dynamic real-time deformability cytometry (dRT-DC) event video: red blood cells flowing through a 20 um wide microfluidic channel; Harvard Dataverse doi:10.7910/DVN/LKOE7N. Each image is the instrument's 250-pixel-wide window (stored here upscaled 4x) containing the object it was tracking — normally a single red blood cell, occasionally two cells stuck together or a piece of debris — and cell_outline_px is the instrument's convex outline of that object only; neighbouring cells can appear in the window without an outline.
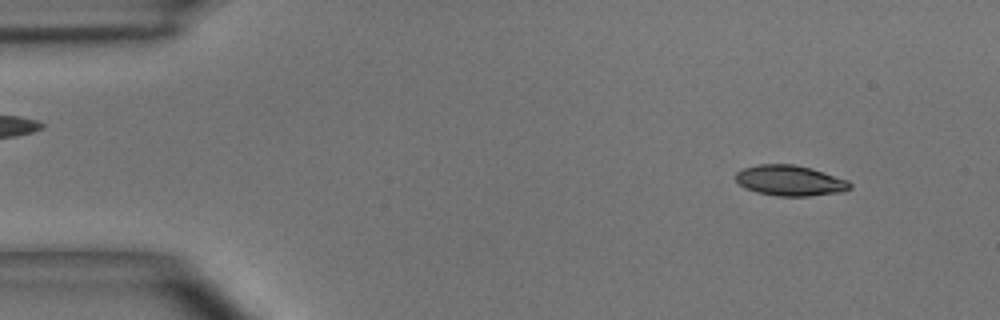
{"species": "common noctule bat (a hibernating species)", "species_latin": "Nyctalus noctula", "temperature_condition": "room temperature", "stored_images_in_passage": 4, "camera_frame_rate_fps": 3000, "um_per_image_px": 0.085, "animal": {"sex": "male", "body_mass_g": 15.6}, "frame": {"image": 1, "passage_image": 1, "time_ms": 0.0, "image_size_px": [1000, 320], "cell_outline_px": [[852, 188], [844, 192], [808, 196], [776, 196], [756, 192], [744, 188], [736, 180], [736, 172], [744, 168], [756, 164], [796, 164], [812, 168], [848, 180], [852, 184]], "centroid_in_image_um": [67.17, 15.35], "position_along_channel_um": 17.8, "area_um2": 20.58}}
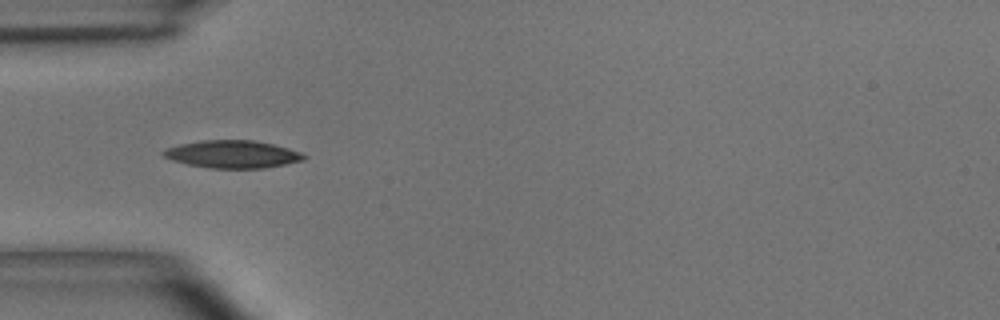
{"frame": {"image": 2, "passage_image": 4, "time_ms": 1.0, "image_size_px": [1000, 320], "cell_outline_px": [[308, 156], [304, 160], [264, 168], [208, 168], [188, 164], [172, 160], [164, 156], [160, 152], [164, 148], [180, 144], [200, 140], [252, 140], [272, 144], [288, 148], [300, 152]], "centroid_in_image_um": [19.73, 13.1], "position_along_channel_um": 65.3, "area_um2": 22.6}}